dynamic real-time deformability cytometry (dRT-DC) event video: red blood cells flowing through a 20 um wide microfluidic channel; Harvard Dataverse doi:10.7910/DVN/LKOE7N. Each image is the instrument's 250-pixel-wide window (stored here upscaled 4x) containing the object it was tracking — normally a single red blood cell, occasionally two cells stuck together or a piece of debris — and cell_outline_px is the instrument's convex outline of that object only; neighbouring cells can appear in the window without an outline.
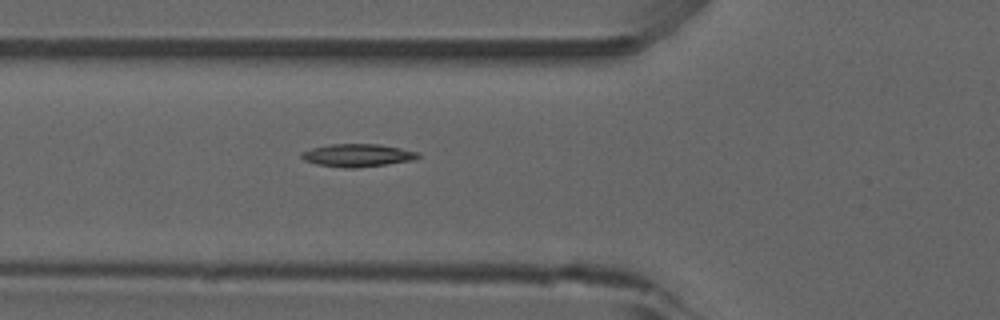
{"species": "common noctule bat (a hibernating species)", "species_latin": "Nyctalus noctula", "temperature_condition": "room temperature", "stored_images_in_passage": 5, "camera_frame_rate_fps": 3000, "um_per_image_px": 0.085, "animal": {"sex": "male", "forearm_length_mm": 52.5}, "frame": {"image": 1, "passage_image": 5, "time_ms": 4.667, "image_size_px": [1000, 320], "cell_outline_px": [[420, 156], [412, 160], [356, 168], [344, 168], [316, 164], [304, 160], [300, 156], [300, 152], [312, 148], [332, 144], [376, 144], [400, 148], [416, 152]], "centroid_in_image_um": [30.32, 13.2], "position_along_channel_um": 95.5, "area_um2": 15.26}}